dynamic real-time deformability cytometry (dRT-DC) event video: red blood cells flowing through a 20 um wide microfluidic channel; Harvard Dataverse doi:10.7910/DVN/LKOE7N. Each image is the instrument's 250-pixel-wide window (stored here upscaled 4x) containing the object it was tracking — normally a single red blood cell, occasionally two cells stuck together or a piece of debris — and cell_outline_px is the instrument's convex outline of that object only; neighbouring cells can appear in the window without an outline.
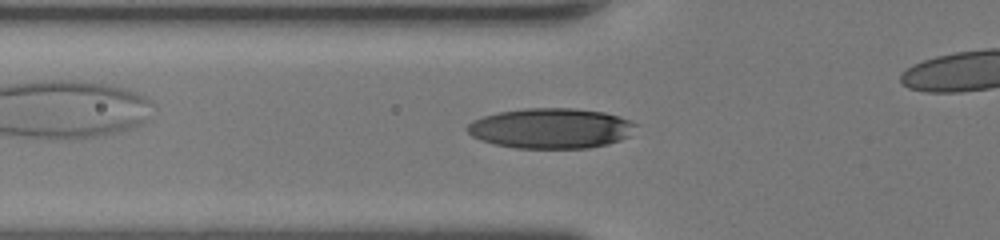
{"species": "human", "species_latin": "Homo sapiens", "temperature_condition": "room temperature", "stored_images_in_passage": 30, "camera_frame_rate_fps": 3000, "um_per_image_px": 0.085, "donor": {"sex": "female"}, "frame": {"image": 1, "passage_image": 8, "time_ms": 2.333, "image_size_px": [1000, 240], "cell_outline_px": [[640, 124], [628, 136], [620, 140], [608, 144], [588, 148], [516, 148], [496, 144], [480, 140], [472, 136], [464, 128], [472, 120], [484, 116], [500, 112], [524, 108], [572, 108], [604, 112]], "centroid_in_image_um": [46.82, 10.91], "position_along_channel_um": 79.0, "area_um2": 39.54}}
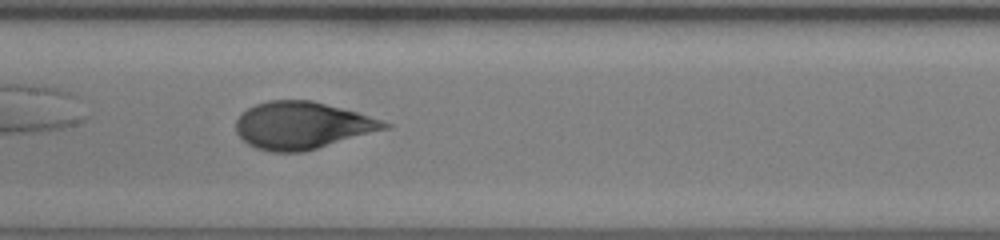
{"frame": {"image": 2, "passage_image": 15, "time_ms": 4.667, "image_size_px": [1000, 240], "cell_outline_px": [[392, 128], [304, 152], [272, 152], [256, 148], [248, 144], [236, 132], [236, 120], [248, 108], [256, 104], [268, 100], [312, 100], [356, 112], [392, 124]], "centroid_in_image_um": [25.71, 10.67], "position_along_channel_um": 181.7, "area_um2": 40.86}}
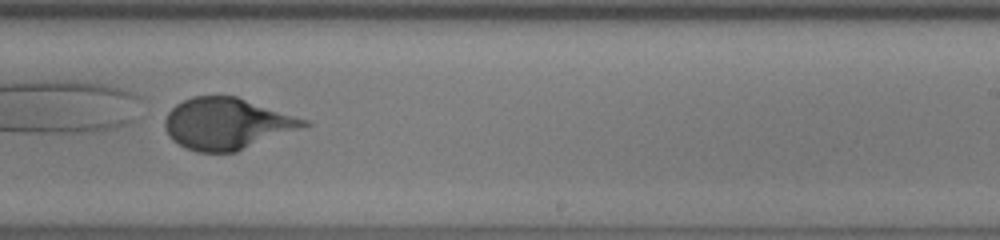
{"frame": {"image": 3, "passage_image": 21, "time_ms": 6.667, "image_size_px": [1000, 240], "cell_outline_px": [[312, 124], [236, 152], [196, 152], [184, 148], [172, 140], [168, 136], [164, 128], [164, 120], [168, 112], [176, 104], [192, 96], [236, 96], [308, 120]], "centroid_in_image_um": [19.25, 10.52], "position_along_channel_um": 269.8, "area_um2": 41.62}, "authors_computed_cell_mechanics": {"area_um2": 40.9224, "velocity_mm_per_s": 4.395, "shape_relaxation_time_tau1_ms": 3.498, "shape_relaxation_time_tau2_ms": null, "deformation_change_tau1": 0.1734, "deformation_change_tau2": null}}